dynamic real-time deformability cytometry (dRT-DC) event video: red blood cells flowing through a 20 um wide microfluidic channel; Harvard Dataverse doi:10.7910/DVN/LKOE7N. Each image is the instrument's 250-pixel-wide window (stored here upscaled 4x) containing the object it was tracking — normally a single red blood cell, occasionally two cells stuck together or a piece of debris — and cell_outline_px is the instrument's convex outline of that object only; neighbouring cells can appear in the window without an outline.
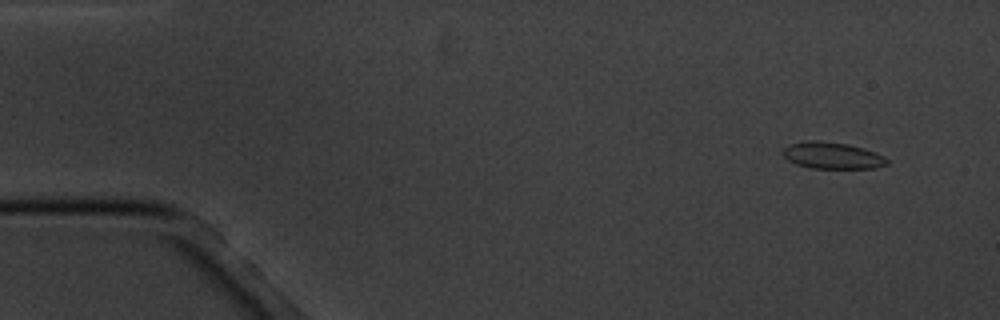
{"species": "common noctule bat (a hibernating species)", "species_latin": "Nyctalus noctula", "temperature_condition": "cold", "stored_images_in_passage": 17, "camera_frame_rate_fps": 3000, "um_per_image_px": 0.085, "animal": {"sex": "male", "body_mass_g": 20.1, "forearm_length_mm": 53.5}, "frame": {"image": 1, "passage_image": 2, "time_ms": 1.333, "image_size_px": [1000, 320], "cell_outline_px": [[888, 164], [876, 168], [808, 168], [796, 164], [788, 160], [784, 156], [784, 148], [788, 144], [804, 140], [820, 140], [848, 144], [884, 156], [888, 160]], "centroid_in_image_um": [70.7, 13.21], "position_along_channel_um": 14.3, "area_um2": 16.13}}
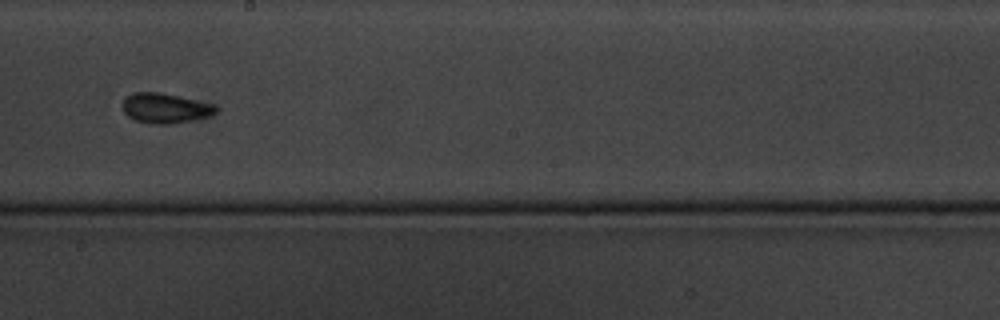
{"frame": {"image": 2, "passage_image": 10, "time_ms": 10.667, "image_size_px": [1000, 320], "cell_outline_px": [[220, 108], [216, 112], [208, 116], [192, 120], [168, 124], [148, 124], [136, 120], [128, 116], [124, 112], [124, 96], [132, 92], [160, 92], [212, 104]], "centroid_in_image_um": [14.02, 9.19], "position_along_channel_um": 234.2, "area_um2": 16.18}}
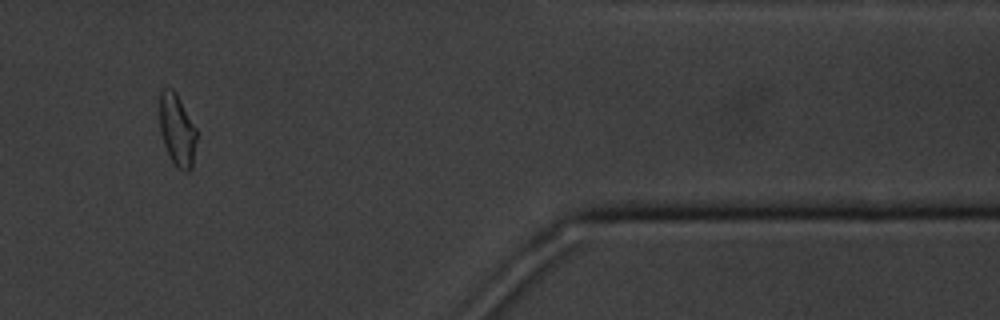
{"frame": {"image": 3, "passage_image": 15, "time_ms": 16.333, "image_size_px": [1000, 320], "cell_outline_px": [[196, 140], [192, 168], [188, 172], [184, 172], [172, 160], [164, 144], [160, 132], [160, 88], [172, 88], [176, 92], [196, 128]], "centroid_in_image_um": [15.05, 11.02], "position_along_channel_um": 396.3, "area_um2": 15.37}, "authors_computed_cell_mechanics": {"area_um2": 15.7216, "velocity_mm_per_s": 3.4373, "shape_relaxation_time_tau1_ms": 2.6269, "shape_relaxation_time_tau2_ms": 2.0239, "deformation_change_tau1": 0.093, "deformation_change_tau2": 0.049}}